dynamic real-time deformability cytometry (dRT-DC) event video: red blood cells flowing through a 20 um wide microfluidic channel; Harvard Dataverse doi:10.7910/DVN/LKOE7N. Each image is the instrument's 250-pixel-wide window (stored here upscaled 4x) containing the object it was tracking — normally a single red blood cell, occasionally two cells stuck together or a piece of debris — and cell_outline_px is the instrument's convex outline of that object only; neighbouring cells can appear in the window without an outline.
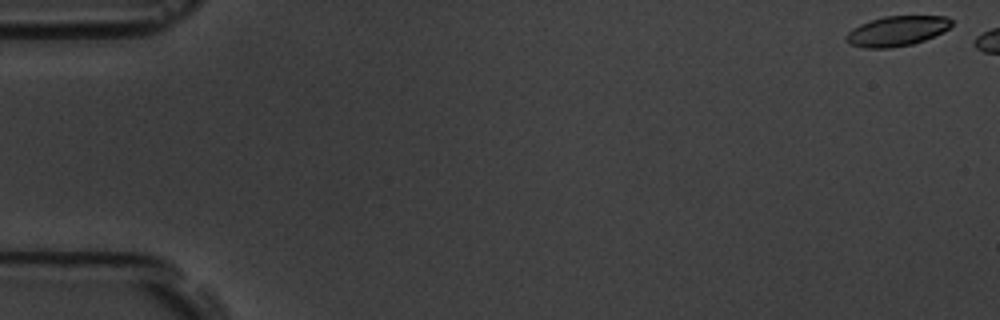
{"species": "common noctule bat (a hibernating species)", "species_latin": "Nyctalus noctula", "temperature_condition": "room temperature", "stored_images_in_passage": 6, "camera_frame_rate_fps": 3000, "um_per_image_px": 0.085, "animal": {"sex": "male", "body_mass_g": 19.5, "forearm_length_mm": 54.6}, "frame": {"image": 1, "passage_image": 1, "time_ms": 0.0, "image_size_px": [1000, 320], "cell_outline_px": [[952, 24], [944, 32], [924, 40], [912, 44], [888, 48], [864, 48], [848, 44], [844, 40], [844, 36], [852, 28], [860, 24], [884, 16], [948, 16], [952, 20]], "centroid_in_image_um": [76.21, 2.64], "position_along_channel_um": 8.8, "area_um2": 18.55}}
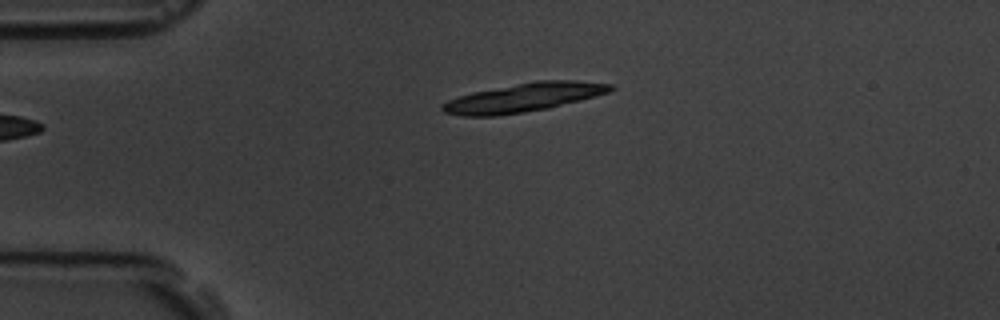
{"frame": {"image": 2, "passage_image": 6, "time_ms": 6.333, "image_size_px": [1000, 320], "cell_outline_px": [[616, 88], [608, 92], [596, 96], [548, 108], [524, 112], [496, 116], [464, 116], [444, 112], [440, 108], [448, 100], [472, 92], [536, 80], [576, 80], [612, 84]], "centroid_in_image_um": [44.54, 8.28], "position_along_channel_um": 40.5, "area_um2": 27.98}}